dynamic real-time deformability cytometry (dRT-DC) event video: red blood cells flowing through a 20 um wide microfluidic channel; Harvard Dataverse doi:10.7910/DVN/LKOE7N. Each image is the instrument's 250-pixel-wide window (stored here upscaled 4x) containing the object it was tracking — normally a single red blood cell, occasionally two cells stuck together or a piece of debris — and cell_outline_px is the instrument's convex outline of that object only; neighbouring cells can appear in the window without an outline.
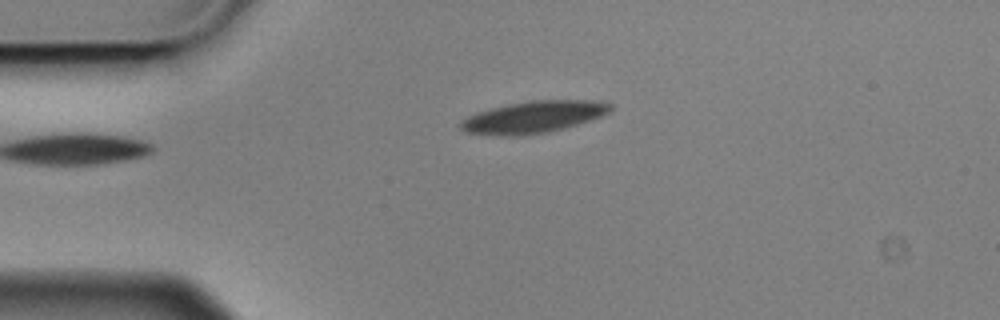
{"species": "Egyptian fruit bat (a non-hibernating species)", "species_latin": "Rousettus aegyptiacus", "temperature_condition": "cold", "stored_images_in_passage": 4, "camera_frame_rate_fps": 3000, "um_per_image_px": 0.085, "animal": {"sex": "male"}, "frame": {"image": 1, "passage_image": 4, "time_ms": 1.0, "image_size_px": [1000, 320], "cell_outline_px": [[612, 112], [564, 128], [548, 132], [516, 136], [500, 136], [464, 132], [460, 128], [460, 120], [476, 112], [508, 104], [532, 100], [592, 100], [612, 104]], "centroid_in_image_um": [45.31, 9.95], "position_along_channel_um": 39.7, "area_um2": 27.8}}